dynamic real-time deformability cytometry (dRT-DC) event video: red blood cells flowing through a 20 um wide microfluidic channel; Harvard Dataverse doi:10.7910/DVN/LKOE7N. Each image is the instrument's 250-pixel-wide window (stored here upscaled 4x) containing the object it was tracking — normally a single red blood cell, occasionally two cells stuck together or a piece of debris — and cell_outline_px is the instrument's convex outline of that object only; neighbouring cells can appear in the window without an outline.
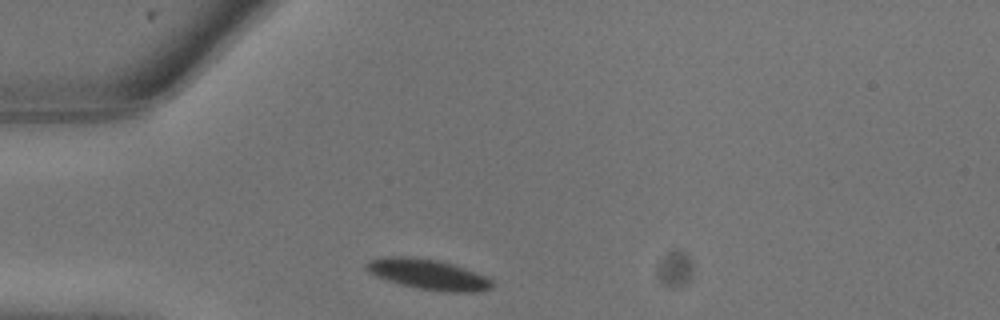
{"species": "common noctule bat (a hibernating species)", "species_latin": "Nyctalus noctula", "temperature_condition": "warm", "stored_images_in_passage": 13, "camera_frame_rate_fps": 3000, "um_per_image_px": 0.085, "animal": {"sex": "male", "body_mass_g": 13.3}, "frame": {"image": 1, "passage_image": 1, "time_ms": 0.0, "image_size_px": [1000, 320], "cell_outline_px": [[492, 288], [480, 292], [448, 292], [420, 288], [400, 284], [388, 280], [368, 272], [364, 264], [368, 260], [384, 256], [408, 256], [436, 260], [452, 264], [476, 272], [492, 280]], "centroid_in_image_um": [36.38, 23.31], "position_along_channel_um": 48.6, "area_um2": 22.08}}
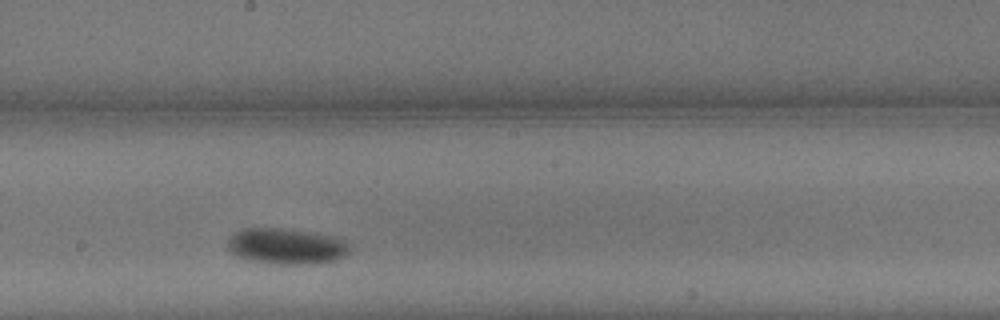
{"frame": {"image": 2, "passage_image": 8, "time_ms": 2.333, "image_size_px": [1000, 320], "cell_outline_px": [[352, 248], [344, 256], [336, 260], [320, 264], [280, 264], [248, 260], [232, 252], [228, 248], [228, 240], [236, 232], [244, 228], [280, 228], [308, 232], [332, 236], [344, 240]], "centroid_in_image_um": [24.38, 20.94], "position_along_channel_um": 223.8, "area_um2": 25.37}}
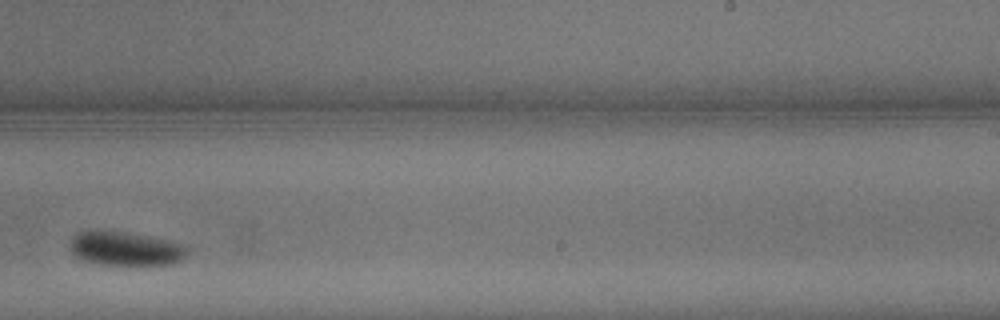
{"frame": {"image": 3, "passage_image": 10, "time_ms": 3.0, "image_size_px": [1000, 320], "cell_outline_px": [[188, 252], [180, 260], [172, 264], [144, 268], [140, 268], [100, 264], [80, 260], [68, 248], [68, 244], [72, 236], [80, 232], [92, 228], [100, 228], [128, 232], [168, 240], [184, 244], [188, 248]], "centroid_in_image_um": [10.63, 21.15], "position_along_channel_um": 278.4, "area_um2": 24.85}}